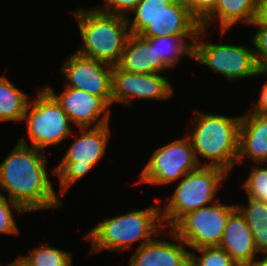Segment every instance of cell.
Segmentation results:
<instances>
[{
  "instance_id": "1",
  "label": "cell",
  "mask_w": 267,
  "mask_h": 266,
  "mask_svg": "<svg viewBox=\"0 0 267 266\" xmlns=\"http://www.w3.org/2000/svg\"><path fill=\"white\" fill-rule=\"evenodd\" d=\"M46 151L19 141L0 163V189L27 212L63 205L49 179Z\"/></svg>"
},
{
  "instance_id": "2",
  "label": "cell",
  "mask_w": 267,
  "mask_h": 266,
  "mask_svg": "<svg viewBox=\"0 0 267 266\" xmlns=\"http://www.w3.org/2000/svg\"><path fill=\"white\" fill-rule=\"evenodd\" d=\"M191 130L185 135L190 139L199 166L218 167L230 175L237 166L239 127L241 116L194 110ZM193 128V129H192ZM190 132V133H189ZM203 157L205 162L199 158Z\"/></svg>"
},
{
  "instance_id": "3",
  "label": "cell",
  "mask_w": 267,
  "mask_h": 266,
  "mask_svg": "<svg viewBox=\"0 0 267 266\" xmlns=\"http://www.w3.org/2000/svg\"><path fill=\"white\" fill-rule=\"evenodd\" d=\"M157 202L142 210L102 219L86 235L92 245L90 253L120 252L129 250L137 241L141 247L153 240L166 229L161 218L160 202Z\"/></svg>"
},
{
  "instance_id": "4",
  "label": "cell",
  "mask_w": 267,
  "mask_h": 266,
  "mask_svg": "<svg viewBox=\"0 0 267 266\" xmlns=\"http://www.w3.org/2000/svg\"><path fill=\"white\" fill-rule=\"evenodd\" d=\"M81 7L72 12L81 35L80 55L116 65L130 35L125 16Z\"/></svg>"
},
{
  "instance_id": "5",
  "label": "cell",
  "mask_w": 267,
  "mask_h": 266,
  "mask_svg": "<svg viewBox=\"0 0 267 266\" xmlns=\"http://www.w3.org/2000/svg\"><path fill=\"white\" fill-rule=\"evenodd\" d=\"M228 176L221 168L207 166H199L185 174L176 183L172 196L165 200L168 203L160 205L164 227L171 229L187 213L218 201L219 188Z\"/></svg>"
},
{
  "instance_id": "6",
  "label": "cell",
  "mask_w": 267,
  "mask_h": 266,
  "mask_svg": "<svg viewBox=\"0 0 267 266\" xmlns=\"http://www.w3.org/2000/svg\"><path fill=\"white\" fill-rule=\"evenodd\" d=\"M77 129L79 134L72 132V137H78L52 170L59 180V193L62 196L101 161L111 139L110 123L96 128Z\"/></svg>"
},
{
  "instance_id": "7",
  "label": "cell",
  "mask_w": 267,
  "mask_h": 266,
  "mask_svg": "<svg viewBox=\"0 0 267 266\" xmlns=\"http://www.w3.org/2000/svg\"><path fill=\"white\" fill-rule=\"evenodd\" d=\"M37 92V97L29 102L23 119L31 144L25 136L19 142L45 151L49 146H60L63 140L72 136L73 130L57 101L44 88H37Z\"/></svg>"
},
{
  "instance_id": "8",
  "label": "cell",
  "mask_w": 267,
  "mask_h": 266,
  "mask_svg": "<svg viewBox=\"0 0 267 266\" xmlns=\"http://www.w3.org/2000/svg\"><path fill=\"white\" fill-rule=\"evenodd\" d=\"M208 31L201 27L197 34L194 42V60L223 75L228 82L259 77L260 69L255 62L254 49L245 45L205 42Z\"/></svg>"
},
{
  "instance_id": "9",
  "label": "cell",
  "mask_w": 267,
  "mask_h": 266,
  "mask_svg": "<svg viewBox=\"0 0 267 266\" xmlns=\"http://www.w3.org/2000/svg\"><path fill=\"white\" fill-rule=\"evenodd\" d=\"M236 204H214L184 215L171 230L188 245V249L219 246L230 214Z\"/></svg>"
},
{
  "instance_id": "10",
  "label": "cell",
  "mask_w": 267,
  "mask_h": 266,
  "mask_svg": "<svg viewBox=\"0 0 267 266\" xmlns=\"http://www.w3.org/2000/svg\"><path fill=\"white\" fill-rule=\"evenodd\" d=\"M199 167L190 139L185 135L157 148L141 171L137 183L167 185L178 182Z\"/></svg>"
},
{
  "instance_id": "11",
  "label": "cell",
  "mask_w": 267,
  "mask_h": 266,
  "mask_svg": "<svg viewBox=\"0 0 267 266\" xmlns=\"http://www.w3.org/2000/svg\"><path fill=\"white\" fill-rule=\"evenodd\" d=\"M65 59L59 72L67 82L66 87L81 89L102 97L112 106L113 65L85 57L76 51Z\"/></svg>"
},
{
  "instance_id": "12",
  "label": "cell",
  "mask_w": 267,
  "mask_h": 266,
  "mask_svg": "<svg viewBox=\"0 0 267 266\" xmlns=\"http://www.w3.org/2000/svg\"><path fill=\"white\" fill-rule=\"evenodd\" d=\"M174 90L168 78L159 73H130L113 65L112 105L119 103L129 107L133 99L163 102L173 96Z\"/></svg>"
},
{
  "instance_id": "13",
  "label": "cell",
  "mask_w": 267,
  "mask_h": 266,
  "mask_svg": "<svg viewBox=\"0 0 267 266\" xmlns=\"http://www.w3.org/2000/svg\"><path fill=\"white\" fill-rule=\"evenodd\" d=\"M51 85L43 88L57 101L70 123L78 128H96L110 123L111 106L102 98L81 89L65 87L57 94Z\"/></svg>"
},
{
  "instance_id": "14",
  "label": "cell",
  "mask_w": 267,
  "mask_h": 266,
  "mask_svg": "<svg viewBox=\"0 0 267 266\" xmlns=\"http://www.w3.org/2000/svg\"><path fill=\"white\" fill-rule=\"evenodd\" d=\"M162 234H164L163 231L150 242L136 248L129 258V266H188L190 263L188 245L171 229L169 237L175 242L169 239H157Z\"/></svg>"
},
{
  "instance_id": "15",
  "label": "cell",
  "mask_w": 267,
  "mask_h": 266,
  "mask_svg": "<svg viewBox=\"0 0 267 266\" xmlns=\"http://www.w3.org/2000/svg\"><path fill=\"white\" fill-rule=\"evenodd\" d=\"M200 29V18L188 7L185 0H174L140 35L197 37Z\"/></svg>"
},
{
  "instance_id": "16",
  "label": "cell",
  "mask_w": 267,
  "mask_h": 266,
  "mask_svg": "<svg viewBox=\"0 0 267 266\" xmlns=\"http://www.w3.org/2000/svg\"><path fill=\"white\" fill-rule=\"evenodd\" d=\"M267 163V115L246 111L239 127L237 164L245 159Z\"/></svg>"
},
{
  "instance_id": "17",
  "label": "cell",
  "mask_w": 267,
  "mask_h": 266,
  "mask_svg": "<svg viewBox=\"0 0 267 266\" xmlns=\"http://www.w3.org/2000/svg\"><path fill=\"white\" fill-rule=\"evenodd\" d=\"M258 5V0H216L200 19V26L209 30V26L219 22L221 35L239 23L250 26L257 18Z\"/></svg>"
},
{
  "instance_id": "18",
  "label": "cell",
  "mask_w": 267,
  "mask_h": 266,
  "mask_svg": "<svg viewBox=\"0 0 267 266\" xmlns=\"http://www.w3.org/2000/svg\"><path fill=\"white\" fill-rule=\"evenodd\" d=\"M116 65L124 71L139 74L163 73L170 70L156 54L154 47H151L149 40L133 33H130L120 61Z\"/></svg>"
},
{
  "instance_id": "19",
  "label": "cell",
  "mask_w": 267,
  "mask_h": 266,
  "mask_svg": "<svg viewBox=\"0 0 267 266\" xmlns=\"http://www.w3.org/2000/svg\"><path fill=\"white\" fill-rule=\"evenodd\" d=\"M240 266L250 263L258 257L253 235L246 224L245 218L236 208L229 216L219 245Z\"/></svg>"
},
{
  "instance_id": "20",
  "label": "cell",
  "mask_w": 267,
  "mask_h": 266,
  "mask_svg": "<svg viewBox=\"0 0 267 266\" xmlns=\"http://www.w3.org/2000/svg\"><path fill=\"white\" fill-rule=\"evenodd\" d=\"M145 38L149 40L151 47H154L156 54L169 69L177 66L182 57L193 59L196 37L162 36Z\"/></svg>"
},
{
  "instance_id": "21",
  "label": "cell",
  "mask_w": 267,
  "mask_h": 266,
  "mask_svg": "<svg viewBox=\"0 0 267 266\" xmlns=\"http://www.w3.org/2000/svg\"><path fill=\"white\" fill-rule=\"evenodd\" d=\"M246 197L248 205L236 204V208L245 218L258 254H267V202L249 195Z\"/></svg>"
},
{
  "instance_id": "22",
  "label": "cell",
  "mask_w": 267,
  "mask_h": 266,
  "mask_svg": "<svg viewBox=\"0 0 267 266\" xmlns=\"http://www.w3.org/2000/svg\"><path fill=\"white\" fill-rule=\"evenodd\" d=\"M30 100L8 77L0 76V121L23 122Z\"/></svg>"
},
{
  "instance_id": "23",
  "label": "cell",
  "mask_w": 267,
  "mask_h": 266,
  "mask_svg": "<svg viewBox=\"0 0 267 266\" xmlns=\"http://www.w3.org/2000/svg\"><path fill=\"white\" fill-rule=\"evenodd\" d=\"M174 0H141L127 16L130 33L140 34L159 14L166 10Z\"/></svg>"
},
{
  "instance_id": "24",
  "label": "cell",
  "mask_w": 267,
  "mask_h": 266,
  "mask_svg": "<svg viewBox=\"0 0 267 266\" xmlns=\"http://www.w3.org/2000/svg\"><path fill=\"white\" fill-rule=\"evenodd\" d=\"M29 251V255L20 257L30 266H73L72 253L55 246L42 244Z\"/></svg>"
},
{
  "instance_id": "25",
  "label": "cell",
  "mask_w": 267,
  "mask_h": 266,
  "mask_svg": "<svg viewBox=\"0 0 267 266\" xmlns=\"http://www.w3.org/2000/svg\"><path fill=\"white\" fill-rule=\"evenodd\" d=\"M192 250L193 252L190 251V266H240L219 246L201 247Z\"/></svg>"
},
{
  "instance_id": "26",
  "label": "cell",
  "mask_w": 267,
  "mask_h": 266,
  "mask_svg": "<svg viewBox=\"0 0 267 266\" xmlns=\"http://www.w3.org/2000/svg\"><path fill=\"white\" fill-rule=\"evenodd\" d=\"M249 173L250 174L241 185L246 195L267 202V164L261 163L253 165Z\"/></svg>"
},
{
  "instance_id": "27",
  "label": "cell",
  "mask_w": 267,
  "mask_h": 266,
  "mask_svg": "<svg viewBox=\"0 0 267 266\" xmlns=\"http://www.w3.org/2000/svg\"><path fill=\"white\" fill-rule=\"evenodd\" d=\"M13 210L21 215L28 213L21 205L7 198L3 192L0 193V234L12 236L19 234Z\"/></svg>"
},
{
  "instance_id": "28",
  "label": "cell",
  "mask_w": 267,
  "mask_h": 266,
  "mask_svg": "<svg viewBox=\"0 0 267 266\" xmlns=\"http://www.w3.org/2000/svg\"><path fill=\"white\" fill-rule=\"evenodd\" d=\"M251 26L256 28L251 39L252 48L255 49L253 51L256 65L260 70H267V27L262 26L257 20Z\"/></svg>"
},
{
  "instance_id": "29",
  "label": "cell",
  "mask_w": 267,
  "mask_h": 266,
  "mask_svg": "<svg viewBox=\"0 0 267 266\" xmlns=\"http://www.w3.org/2000/svg\"><path fill=\"white\" fill-rule=\"evenodd\" d=\"M103 5L96 8L107 14L129 16L130 12L140 3L141 0H102Z\"/></svg>"
},
{
  "instance_id": "30",
  "label": "cell",
  "mask_w": 267,
  "mask_h": 266,
  "mask_svg": "<svg viewBox=\"0 0 267 266\" xmlns=\"http://www.w3.org/2000/svg\"><path fill=\"white\" fill-rule=\"evenodd\" d=\"M216 0H185L188 7L201 19L214 5Z\"/></svg>"
},
{
  "instance_id": "31",
  "label": "cell",
  "mask_w": 267,
  "mask_h": 266,
  "mask_svg": "<svg viewBox=\"0 0 267 266\" xmlns=\"http://www.w3.org/2000/svg\"><path fill=\"white\" fill-rule=\"evenodd\" d=\"M259 98L257 99L256 103L249 109V112L259 113L267 115V81L260 90Z\"/></svg>"
},
{
  "instance_id": "32",
  "label": "cell",
  "mask_w": 267,
  "mask_h": 266,
  "mask_svg": "<svg viewBox=\"0 0 267 266\" xmlns=\"http://www.w3.org/2000/svg\"><path fill=\"white\" fill-rule=\"evenodd\" d=\"M256 20L262 25L267 27V3H259L258 14Z\"/></svg>"
},
{
  "instance_id": "33",
  "label": "cell",
  "mask_w": 267,
  "mask_h": 266,
  "mask_svg": "<svg viewBox=\"0 0 267 266\" xmlns=\"http://www.w3.org/2000/svg\"><path fill=\"white\" fill-rule=\"evenodd\" d=\"M258 256L257 259L254 258L250 263L244 266H267V254H259Z\"/></svg>"
},
{
  "instance_id": "34",
  "label": "cell",
  "mask_w": 267,
  "mask_h": 266,
  "mask_svg": "<svg viewBox=\"0 0 267 266\" xmlns=\"http://www.w3.org/2000/svg\"><path fill=\"white\" fill-rule=\"evenodd\" d=\"M11 266H30L27 262H25L20 256L17 257L14 261L11 262Z\"/></svg>"
},
{
  "instance_id": "35",
  "label": "cell",
  "mask_w": 267,
  "mask_h": 266,
  "mask_svg": "<svg viewBox=\"0 0 267 266\" xmlns=\"http://www.w3.org/2000/svg\"><path fill=\"white\" fill-rule=\"evenodd\" d=\"M267 75V70H260V77Z\"/></svg>"
},
{
  "instance_id": "36",
  "label": "cell",
  "mask_w": 267,
  "mask_h": 266,
  "mask_svg": "<svg viewBox=\"0 0 267 266\" xmlns=\"http://www.w3.org/2000/svg\"><path fill=\"white\" fill-rule=\"evenodd\" d=\"M258 3H267V0H258Z\"/></svg>"
},
{
  "instance_id": "37",
  "label": "cell",
  "mask_w": 267,
  "mask_h": 266,
  "mask_svg": "<svg viewBox=\"0 0 267 266\" xmlns=\"http://www.w3.org/2000/svg\"><path fill=\"white\" fill-rule=\"evenodd\" d=\"M0 266H4L3 263H0ZM7 266H11V262L7 264Z\"/></svg>"
}]
</instances>
